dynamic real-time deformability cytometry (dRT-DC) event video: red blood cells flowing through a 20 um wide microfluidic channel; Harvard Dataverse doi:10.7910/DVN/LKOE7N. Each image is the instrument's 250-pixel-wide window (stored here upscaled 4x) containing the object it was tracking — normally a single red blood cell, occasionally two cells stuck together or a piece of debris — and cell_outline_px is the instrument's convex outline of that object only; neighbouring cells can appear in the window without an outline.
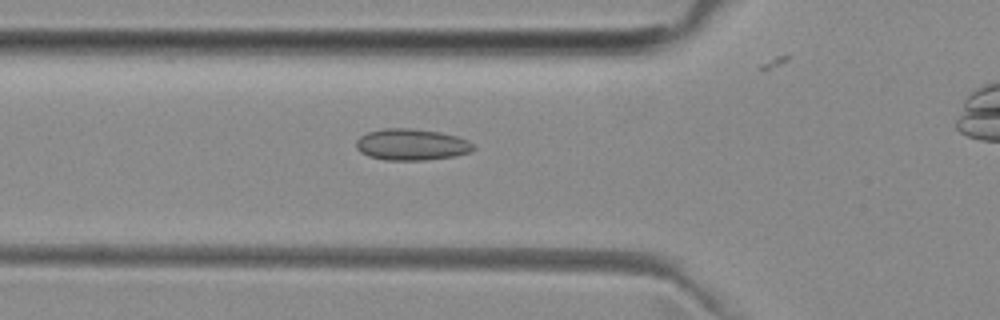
{"species": "common noctule bat (a hibernating species)", "species_latin": "Nyctalus noctula", "temperature_condition": "room temperature", "stored_images_in_passage": 32, "camera_frame_rate_fps": 3000, "um_per_image_px": 0.085, "animal": {"sex": "female", "body_mass_g": 29.2, "forearm_length_mm": 56.3}, "frame": {"image": 1, "passage_image": 6, "time_ms": 1.667, "image_size_px": [1000, 320], "cell_outline_px": [[476, 148], [468, 152], [456, 156], [424, 160], [384, 160], [368, 156], [360, 152], [356, 148], [356, 140], [360, 136], [368, 132], [384, 128], [412, 128], [440, 132], [456, 136], [468, 140]], "centroid_in_image_um": [34.96, 12.29], "position_along_channel_um": 90.8, "area_um2": 21.56}}
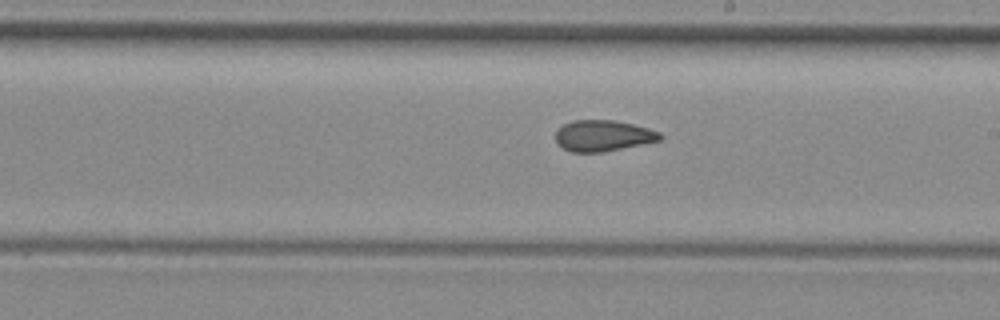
{"frame": {"image": 2, "passage_image": 17, "time_ms": 5.333, "image_size_px": [1000, 320], "cell_outline_px": [[664, 136], [660, 140], [600, 152], [572, 152], [564, 148], [556, 140], [556, 132], [564, 124], [572, 120], [616, 120], [648, 128], [660, 132]], "centroid_in_image_um": [51.27, 11.52], "position_along_channel_um": 237.7, "area_um2": 18.61}}
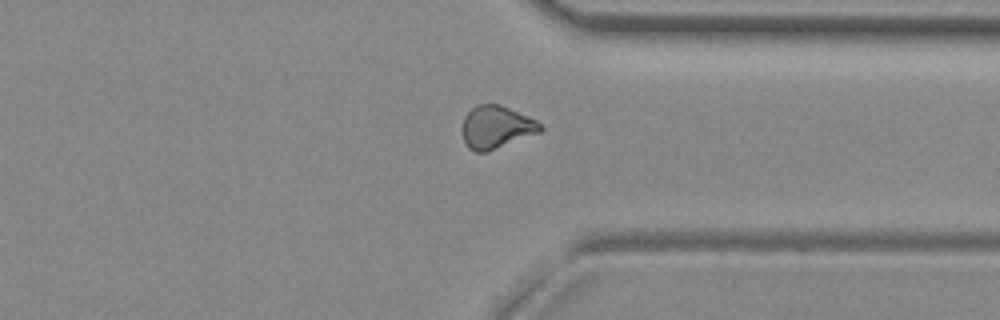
{"frame": {"image": 3, "passage_image": 27, "time_ms": 8.667, "image_size_px": [1000, 320], "cell_outline_px": [[544, 128], [540, 132], [488, 152], [476, 152], [468, 148], [464, 140], [464, 116], [476, 104], [500, 104], [536, 120]], "centroid_in_image_um": [42.19, 10.81], "position_along_channel_um": 369.2, "area_um2": 19.25}}